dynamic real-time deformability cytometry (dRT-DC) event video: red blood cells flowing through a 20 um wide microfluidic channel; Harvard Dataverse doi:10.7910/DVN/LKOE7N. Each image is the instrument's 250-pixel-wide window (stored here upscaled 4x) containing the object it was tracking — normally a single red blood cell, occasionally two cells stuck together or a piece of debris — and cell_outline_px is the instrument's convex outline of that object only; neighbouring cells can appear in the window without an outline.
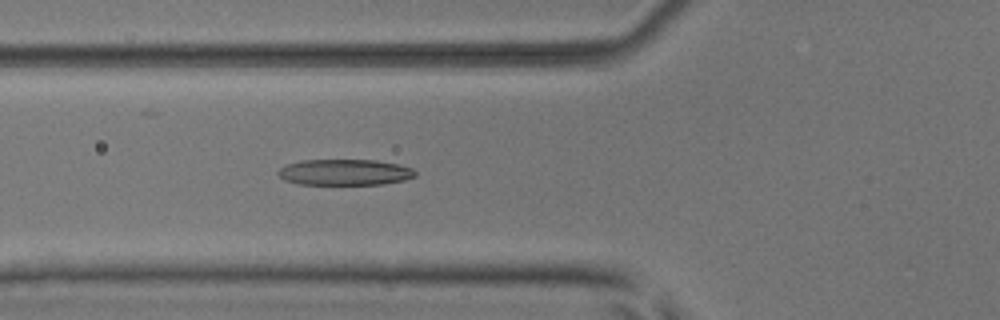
{"species": "common noctule bat (a hibernating species)", "species_latin": "Nyctalus noctula", "temperature_condition": "room temperature", "stored_images_in_passage": 4, "camera_frame_rate_fps": 3000, "um_per_image_px": 0.085, "animal": {"sex": "male", "body_mass_g": 17.9, "forearm_length_mm": 54.2}, "frame": {"image": 1, "passage_image": 4, "time_ms": 3.333, "image_size_px": [1000, 320], "cell_outline_px": [[416, 176], [404, 180], [380, 184], [300, 184], [284, 180], [276, 172], [280, 168], [288, 164], [304, 160], [376, 160], [396, 164], [412, 168], [416, 172]], "centroid_in_image_um": [29.3, 14.64], "position_along_channel_um": 96.5, "area_um2": 20.58}}